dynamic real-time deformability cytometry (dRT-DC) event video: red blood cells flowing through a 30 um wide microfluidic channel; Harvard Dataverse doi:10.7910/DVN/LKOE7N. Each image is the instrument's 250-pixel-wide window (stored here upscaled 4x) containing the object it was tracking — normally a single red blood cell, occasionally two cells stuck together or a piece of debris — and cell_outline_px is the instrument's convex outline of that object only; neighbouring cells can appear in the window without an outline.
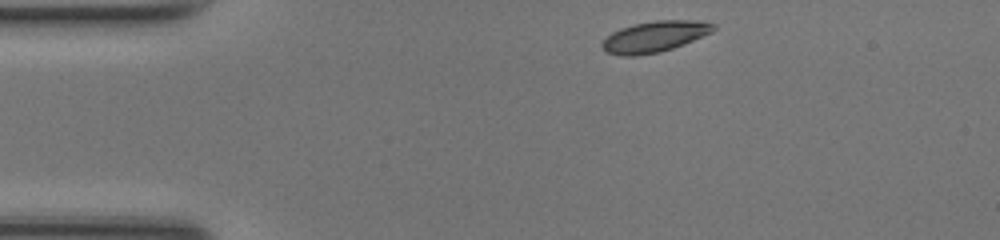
{"species": "common noctule bat (a hibernating species)", "species_latin": "Nyctalus noctula", "temperature_condition": "room temperature", "stored_images_in_passage": 41, "camera_frame_rate_fps": 3000, "um_per_image_px": 0.085, "animal": {"sex": "female", "body_mass_g": 17.0, "forearm_length_mm": 48.0}, "frame": {"image": 1, "passage_image": 1, "time_ms": 0.0, "image_size_px": [1000, 240], "cell_outline_px": [[716, 28], [712, 32], [684, 44], [660, 52], [636, 56], [620, 56], [608, 52], [600, 44], [612, 32], [620, 28], [636, 24], [656, 20], [700, 20], [716, 24]], "centroid_in_image_um": [55.68, 3.11], "position_along_channel_um": 29.3, "area_um2": 20.06}}
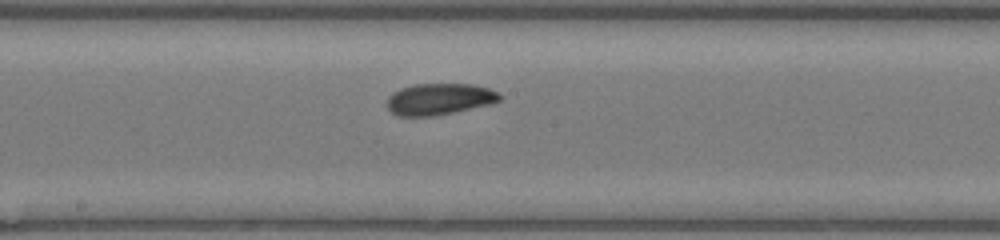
{"frame": {"image": 2, "passage_image": 18, "time_ms": 5.667, "image_size_px": [1000, 240], "cell_outline_px": [[504, 96], [500, 100], [492, 104], [432, 116], [396, 116], [388, 108], [388, 96], [392, 92], [400, 88], [412, 84], [472, 84], [488, 88]], "centroid_in_image_um": [37.34, 8.41], "position_along_channel_um": 210.9, "area_um2": 20.69}}
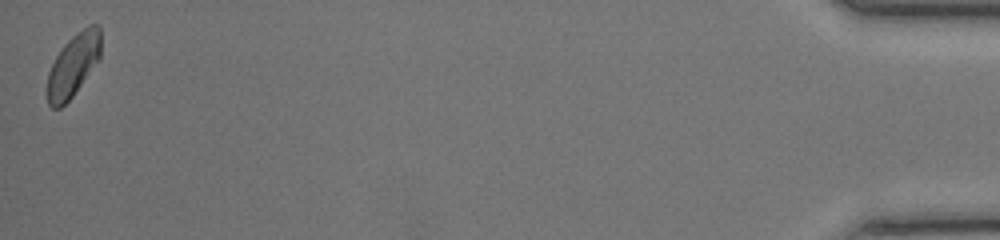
{"frame": {"image": 3, "passage_image": 41, "time_ms": 13.333, "image_size_px": [1000, 240], "cell_outline_px": [[100, 60], [72, 96], [60, 108], [52, 108], [48, 104], [44, 92], [48, 72], [56, 56], [64, 44], [76, 32], [88, 24], [100, 24]], "centroid_in_image_um": [6.2, 5.55], "position_along_channel_um": 429.0, "area_um2": 20.0}, "authors_computed_cell_mechanics": {"area_um2": 19.9988, "velocity_mm_per_s": 4.1946, "shape_relaxation_time_tau1_ms": 1.9395, "shape_relaxation_time_tau2_ms": null, "deformation_change_tau1": 0.0663, "deformation_change_tau2": null}}